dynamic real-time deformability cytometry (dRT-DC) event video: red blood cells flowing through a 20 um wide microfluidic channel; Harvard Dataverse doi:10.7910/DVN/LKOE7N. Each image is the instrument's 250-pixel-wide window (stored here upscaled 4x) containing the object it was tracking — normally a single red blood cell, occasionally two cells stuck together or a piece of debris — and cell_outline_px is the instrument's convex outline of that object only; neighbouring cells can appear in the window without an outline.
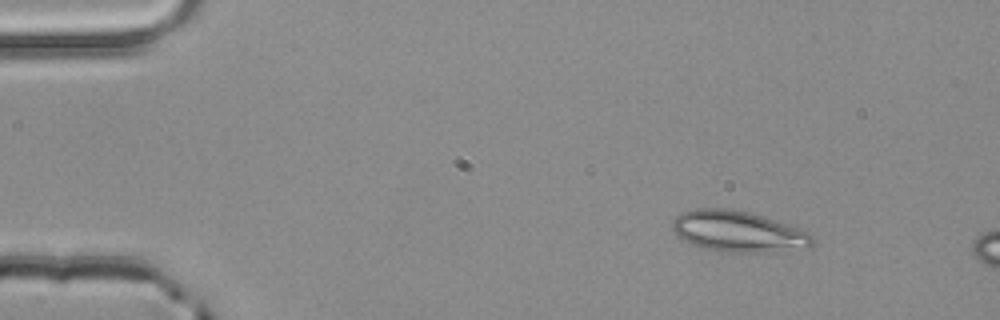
{"species": "common noctule bat (a hibernating species)", "species_latin": "Nyctalus noctula", "temperature_condition": "room temperature", "stored_images_in_passage": 3, "camera_frame_rate_fps": 3000, "um_per_image_px": 0.085, "animal": {"sex": "male", "body_mass_g": 20.4}, "frame": {"image": 1, "passage_image": 1, "time_ms": 0.0, "image_size_px": [1000, 320], "cell_outline_px": [[812, 244], [768, 252], [724, 252], [704, 248], [692, 244], [676, 236], [672, 228], [672, 220], [680, 212], [696, 208], [724, 208], [748, 212], [764, 216], [800, 228], [808, 232], [812, 236]], "centroid_in_image_um": [62.64, 19.65], "position_along_channel_um": 22.4, "area_um2": 33.06}}